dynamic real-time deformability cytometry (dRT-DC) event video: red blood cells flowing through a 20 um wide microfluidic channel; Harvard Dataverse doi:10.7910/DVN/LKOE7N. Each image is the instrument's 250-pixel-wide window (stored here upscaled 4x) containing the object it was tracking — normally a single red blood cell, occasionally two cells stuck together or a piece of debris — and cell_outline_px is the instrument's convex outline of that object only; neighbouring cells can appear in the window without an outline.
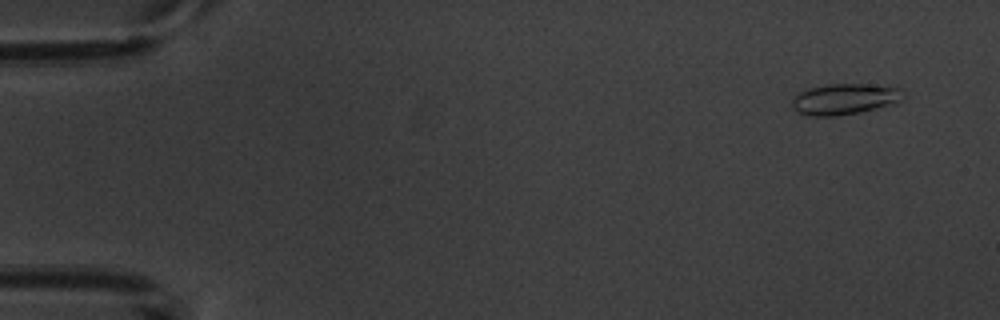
{"species": "common noctule bat (a hibernating species)", "species_latin": "Nyctalus noctula", "temperature_condition": "warm", "stored_images_in_passage": 4, "camera_frame_rate_fps": 3000, "um_per_image_px": 0.085, "animal": {"sex": "male", "body_mass_g": 20.1, "forearm_length_mm": 53.5}, "frame": {"image": 1, "passage_image": 1, "time_ms": 0.0, "image_size_px": [1000, 320], "cell_outline_px": [[904, 100], [896, 104], [860, 112], [836, 116], [812, 116], [796, 112], [792, 108], [792, 100], [804, 88], [828, 84], [868, 84], [904, 88]], "centroid_in_image_um": [71.84, 8.42], "position_along_channel_um": 13.2, "area_um2": 20.52}}